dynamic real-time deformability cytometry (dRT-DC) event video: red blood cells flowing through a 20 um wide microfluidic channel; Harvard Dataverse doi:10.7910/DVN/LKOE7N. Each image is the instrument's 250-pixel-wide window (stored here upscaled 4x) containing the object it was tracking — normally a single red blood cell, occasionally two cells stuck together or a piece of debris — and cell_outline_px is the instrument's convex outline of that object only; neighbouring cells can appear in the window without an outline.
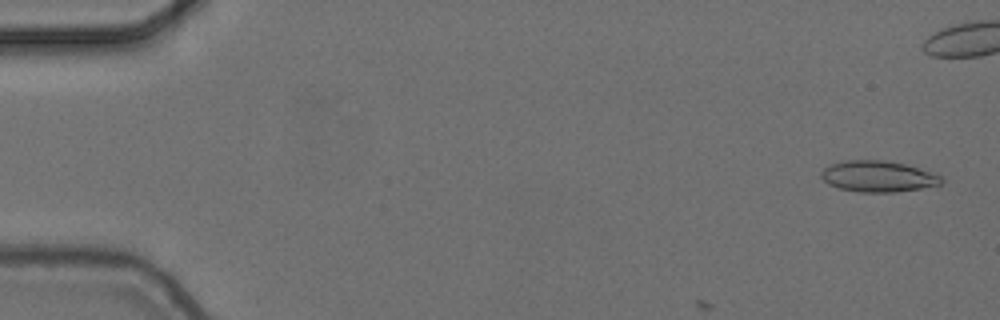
{"species": "common noctule bat (a hibernating species)", "species_latin": "Nyctalus noctula", "temperature_condition": "cold", "stored_images_in_passage": 7, "camera_frame_rate_fps": 3000, "um_per_image_px": 0.085, "animal": {"sex": "female", "body_mass_g": 24.6, "forearm_length_mm": 56.2}, "frame": {"image": 1, "passage_image": 1, "time_ms": 0.0, "image_size_px": [1000, 320], "cell_outline_px": [[944, 180], [940, 184], [920, 188], [896, 192], [860, 192], [840, 188], [828, 184], [820, 176], [820, 172], [824, 168], [832, 164], [848, 160], [884, 160], [904, 164], [936, 172]], "centroid_in_image_um": [74.65, 14.99], "position_along_channel_um": 10.3, "area_um2": 21.73}}
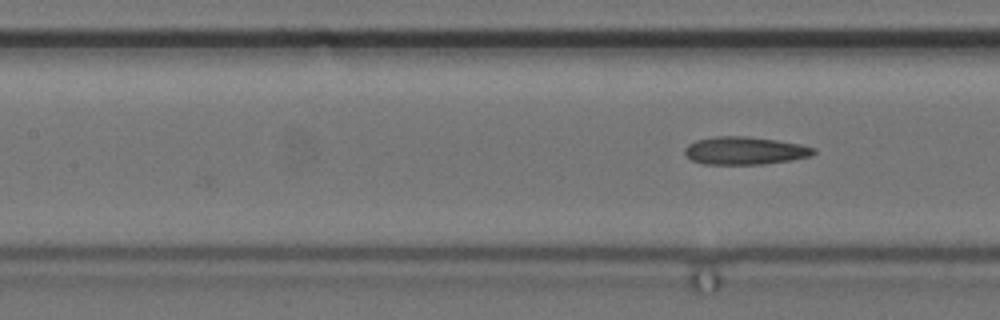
{"frame": {"image": 2, "passage_image": 7, "time_ms": 2.0, "image_size_px": [1000, 320], "cell_outline_px": [[816, 152], [812, 156], [792, 160], [764, 164], [704, 164], [692, 160], [684, 152], [684, 148], [688, 144], [696, 140], [716, 136], [748, 136], [776, 140], [800, 144], [816, 148]], "centroid_in_image_um": [63.34, 12.8], "position_along_channel_um": 144.1, "area_um2": 20.98}}